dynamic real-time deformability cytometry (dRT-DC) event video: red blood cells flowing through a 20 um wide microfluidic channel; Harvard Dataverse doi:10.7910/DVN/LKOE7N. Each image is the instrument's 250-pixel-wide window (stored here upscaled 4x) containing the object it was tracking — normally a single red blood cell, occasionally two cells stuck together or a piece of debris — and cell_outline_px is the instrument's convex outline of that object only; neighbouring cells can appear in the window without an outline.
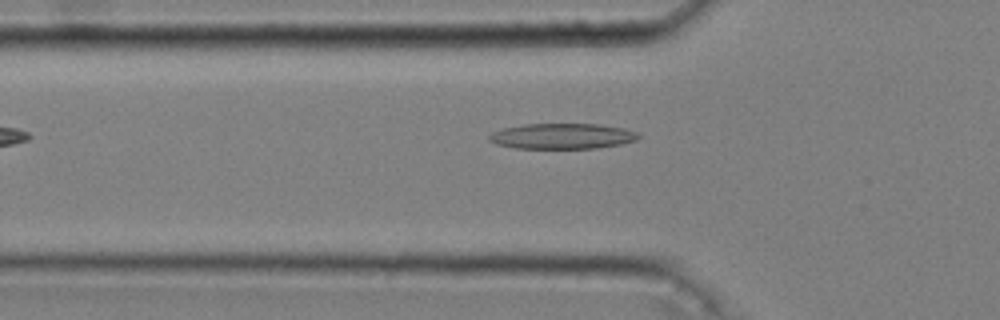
{"species": "common noctule bat (a hibernating species)", "species_latin": "Nyctalus noctula", "temperature_condition": "cold", "stored_images_in_passage": 35, "camera_frame_rate_fps": 3000, "um_per_image_px": 0.085, "animal": {"sex": "male", "body_mass_g": 20.4}, "frame": {"image": 1, "passage_image": 3, "time_ms": 0.667, "image_size_px": [1000, 320], "cell_outline_px": [[640, 136], [636, 140], [620, 144], [596, 148], [516, 148], [496, 144], [488, 140], [488, 136], [492, 132], [500, 128], [524, 124], [600, 124], [624, 128], [640, 132]], "centroid_in_image_um": [47.78, 11.56], "position_along_channel_um": 78.0, "area_um2": 22.37}}
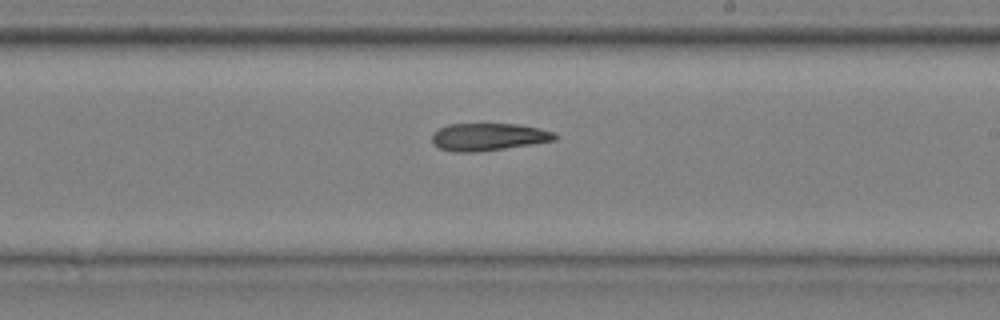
{"frame": {"image": 2, "passage_image": 17, "time_ms": 5.333, "image_size_px": [1000, 320], "cell_outline_px": [[560, 136], [556, 140], [480, 152], [452, 152], [440, 148], [432, 144], [432, 132], [448, 124], [516, 124], [540, 128], [552, 132]], "centroid_in_image_um": [41.49, 11.64], "position_along_channel_um": 247.5, "area_um2": 19.77}}
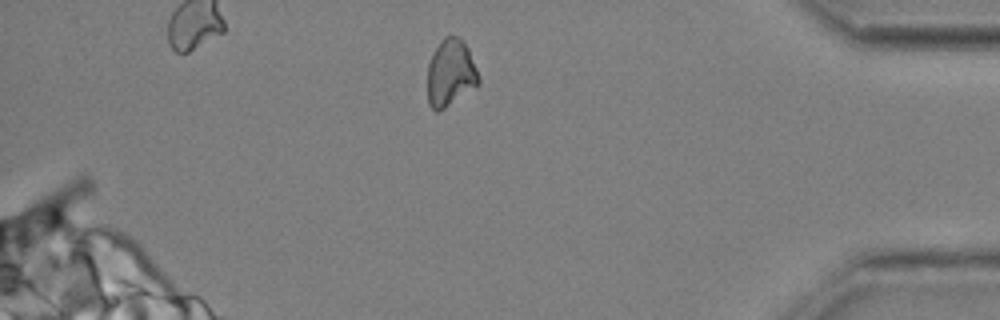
{"frame": {"image": 3, "passage_image": 32, "time_ms": 10.333, "image_size_px": [1000, 320], "cell_outline_px": [[480, 84], [444, 108], [436, 112], [428, 104], [428, 64], [432, 52], [444, 36], [456, 36], [468, 48], [476, 68], [480, 80]], "centroid_in_image_um": [38.28, 6.21], "position_along_channel_um": 396.9, "area_um2": 19.83}}